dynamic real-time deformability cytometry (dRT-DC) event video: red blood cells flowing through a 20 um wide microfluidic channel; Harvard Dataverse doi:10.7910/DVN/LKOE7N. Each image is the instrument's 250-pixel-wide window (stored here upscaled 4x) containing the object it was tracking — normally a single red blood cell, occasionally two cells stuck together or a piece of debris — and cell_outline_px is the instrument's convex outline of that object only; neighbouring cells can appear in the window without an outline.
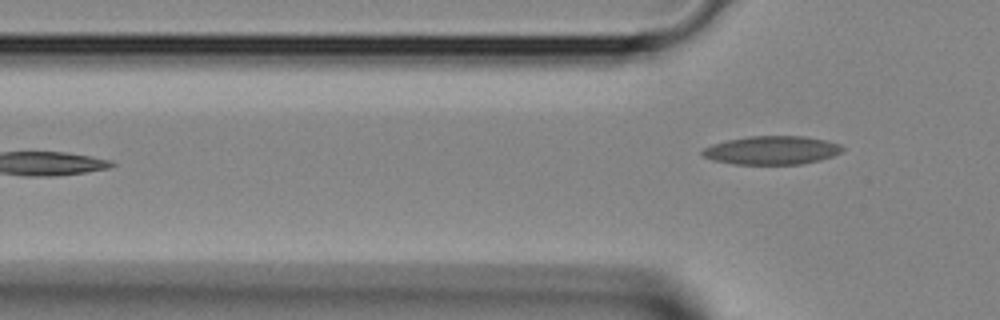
{"species": "Egyptian fruit bat (a non-hibernating species)", "species_latin": "Rousettus aegyptiacus", "temperature_condition": "room temperature", "stored_images_in_passage": 5, "camera_frame_rate_fps": 3000, "um_per_image_px": 0.085, "animal": {"sex": "female"}, "frame": {"image": 1, "passage_image": 5, "time_ms": 1.333, "image_size_px": [1000, 320], "cell_outline_px": [[844, 148], [840, 152], [832, 156], [820, 160], [800, 164], [732, 164], [712, 160], [704, 156], [700, 152], [704, 148], [712, 144], [728, 140], [748, 136], [804, 136], [824, 140], [840, 144]], "centroid_in_image_um": [65.58, 12.77], "position_along_channel_um": 60.2, "area_um2": 23.18}}